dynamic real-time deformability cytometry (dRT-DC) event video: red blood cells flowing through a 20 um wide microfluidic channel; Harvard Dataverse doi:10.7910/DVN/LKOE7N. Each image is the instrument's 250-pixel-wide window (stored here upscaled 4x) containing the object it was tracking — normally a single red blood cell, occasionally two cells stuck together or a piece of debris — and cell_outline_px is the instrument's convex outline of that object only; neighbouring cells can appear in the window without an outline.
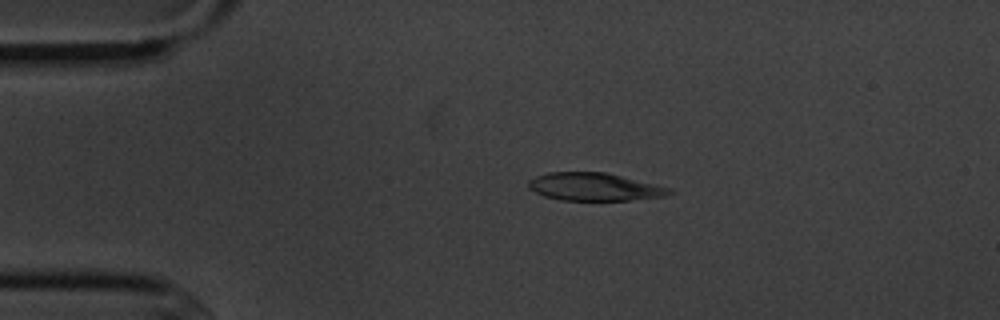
{"species": "common noctule bat (a hibernating species)", "species_latin": "Nyctalus noctula", "temperature_condition": "cold", "stored_images_in_passage": 4, "camera_frame_rate_fps": 3000, "um_per_image_px": 0.085, "animal": {"sex": "male", "body_mass_g": 20.1, "forearm_length_mm": 53.5}, "frame": {"image": 1, "passage_image": 3, "time_ms": 2.333, "image_size_px": [1000, 320], "cell_outline_px": [[676, 192], [664, 196], [632, 200], [560, 200], [544, 196], [528, 188], [528, 180], [536, 176], [548, 172], [604, 172], [672, 188]], "centroid_in_image_um": [50.52, 15.88], "position_along_channel_um": 34.5, "area_um2": 22.83}}